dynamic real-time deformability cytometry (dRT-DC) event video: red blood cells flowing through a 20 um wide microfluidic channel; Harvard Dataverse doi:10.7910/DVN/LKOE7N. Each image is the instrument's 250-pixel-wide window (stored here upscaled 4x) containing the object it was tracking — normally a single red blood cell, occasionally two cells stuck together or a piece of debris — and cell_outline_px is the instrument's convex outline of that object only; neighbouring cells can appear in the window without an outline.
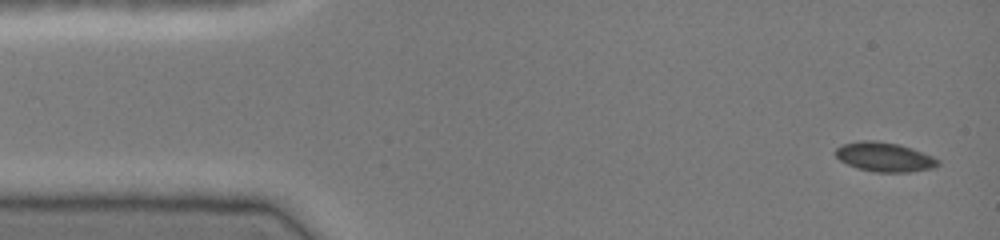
{"species": "common noctule bat (a hibernating species)", "species_latin": "Nyctalus noctula", "temperature_condition": "cold", "stored_images_in_passage": 15, "camera_frame_rate_fps": 3000, "um_per_image_px": 0.085, "animal": {"sex": "female", "body_mass_g": 19.0, "forearm_length_mm": 51.5}, "frame": {"image": 1, "passage_image": 1, "time_ms": 0.0, "image_size_px": [1000, 240], "cell_outline_px": [[940, 164], [936, 168], [908, 172], [876, 172], [856, 168], [840, 160], [832, 152], [836, 148], [844, 144], [860, 140], [876, 140], [900, 144], [912, 148], [932, 156], [940, 160]], "centroid_in_image_um": [75.19, 13.34], "position_along_channel_um": 9.8, "area_um2": 17.74}}
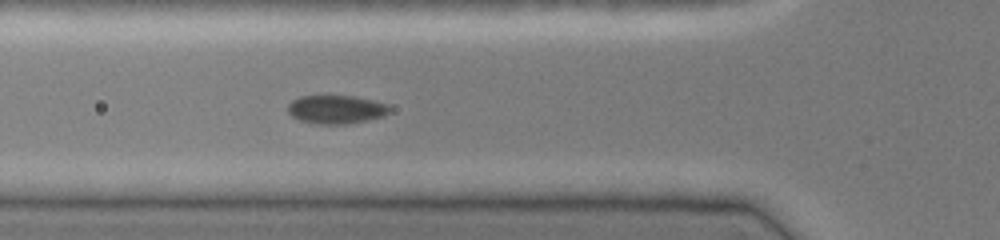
{"frame": {"image": 2, "passage_image": 10, "time_ms": 3.0, "image_size_px": [1000, 240], "cell_outline_px": [[392, 108], [384, 116], [348, 124], [320, 124], [300, 120], [292, 116], [288, 112], [288, 104], [292, 100], [300, 96], [356, 96], [388, 104]], "centroid_in_image_um": [28.59, 9.3], "position_along_channel_um": 97.2, "area_um2": 16.88}}
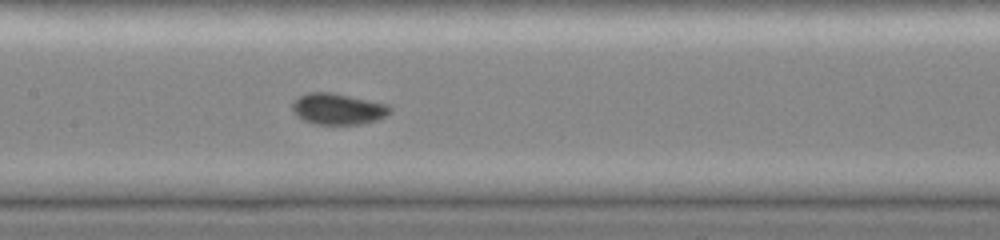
{"frame": {"image": 3, "passage_image": 15, "time_ms": 4.667, "image_size_px": [1000, 240], "cell_outline_px": [[392, 112], [376, 120], [360, 124], [316, 124], [304, 120], [296, 116], [292, 112], [292, 100], [308, 92], [332, 92], [388, 104], [392, 108]], "centroid_in_image_um": [28.7, 9.25], "position_along_channel_um": 178.7, "area_um2": 17.86}}